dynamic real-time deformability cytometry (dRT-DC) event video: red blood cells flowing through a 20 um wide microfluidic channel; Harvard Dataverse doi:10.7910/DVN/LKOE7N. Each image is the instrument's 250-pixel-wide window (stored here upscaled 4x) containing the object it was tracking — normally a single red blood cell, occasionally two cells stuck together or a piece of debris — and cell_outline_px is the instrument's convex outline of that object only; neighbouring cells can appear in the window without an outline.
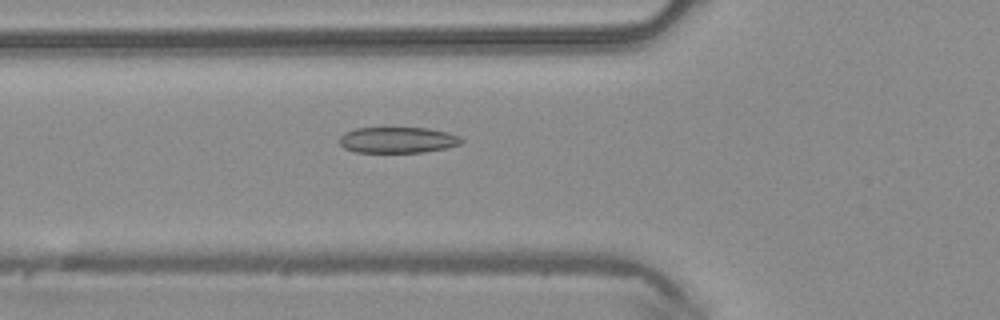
{"species": "common noctule bat (a hibernating species)", "species_latin": "Nyctalus noctula", "temperature_condition": "warm", "stored_images_in_passage": 36, "camera_frame_rate_fps": 3000, "um_per_image_px": 0.085, "animal": {"sex": "male", "body_mass_g": 20.4}, "frame": {"image": 1, "passage_image": 5, "time_ms": 1.333, "image_size_px": [1000, 320], "cell_outline_px": [[464, 140], [460, 144], [448, 148], [424, 152], [356, 152], [344, 148], [340, 144], [340, 136], [344, 132], [356, 128], [428, 128], [448, 132], [460, 136]], "centroid_in_image_um": [33.83, 11.9], "position_along_channel_um": 92.0, "area_um2": 18.55}}
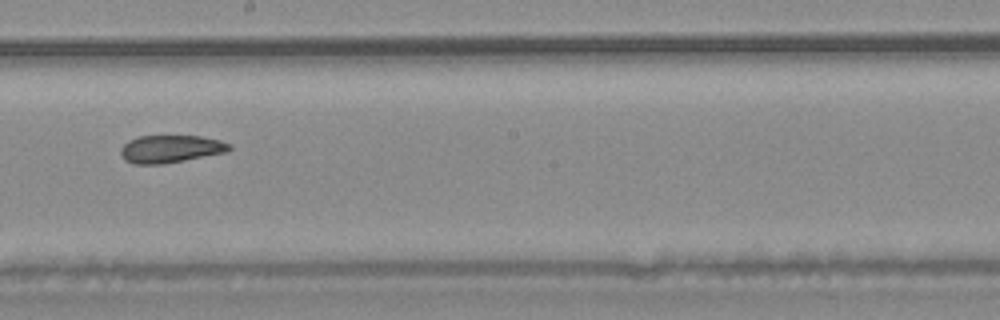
{"frame": {"image": 2, "passage_image": 15, "time_ms": 4.667, "image_size_px": [1000, 320], "cell_outline_px": [[232, 148], [224, 152], [184, 160], [160, 164], [132, 164], [124, 160], [120, 152], [120, 148], [128, 140], [140, 136], [200, 136], [220, 140], [232, 144]], "centroid_in_image_um": [14.46, 12.65], "position_along_channel_um": 233.7, "area_um2": 17.4}}
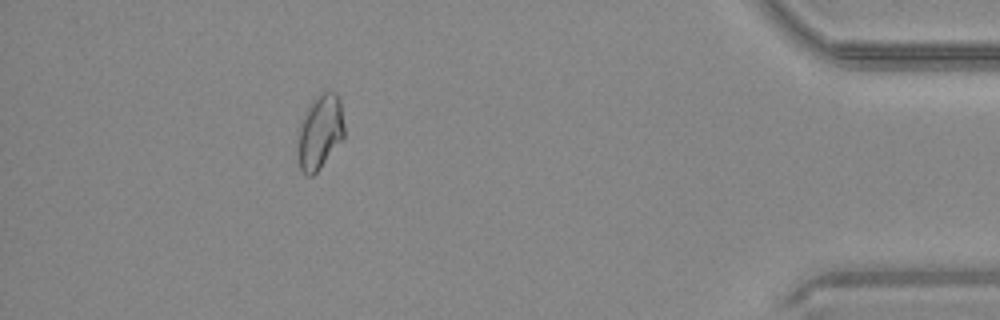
{"frame": {"image": 3, "passage_image": 31, "time_ms": 10.0, "image_size_px": [1000, 320], "cell_outline_px": [[344, 136], [320, 168], [312, 176], [308, 176], [300, 168], [296, 156], [296, 128], [312, 100], [320, 92], [336, 92], [340, 100], [344, 124]], "centroid_in_image_um": [27.13, 11.21], "position_along_channel_um": 408.1, "area_um2": 20.63}, "authors_computed_cell_mechanics": {"area_um2": 18.7272, "velocity_mm_per_s": 4.2394, "shape_relaxation_time_tau1_ms": null, "shape_relaxation_time_tau2_ms": 3.7133, "deformation_change_tau1": null, "deformation_change_tau2": 0.0829}}